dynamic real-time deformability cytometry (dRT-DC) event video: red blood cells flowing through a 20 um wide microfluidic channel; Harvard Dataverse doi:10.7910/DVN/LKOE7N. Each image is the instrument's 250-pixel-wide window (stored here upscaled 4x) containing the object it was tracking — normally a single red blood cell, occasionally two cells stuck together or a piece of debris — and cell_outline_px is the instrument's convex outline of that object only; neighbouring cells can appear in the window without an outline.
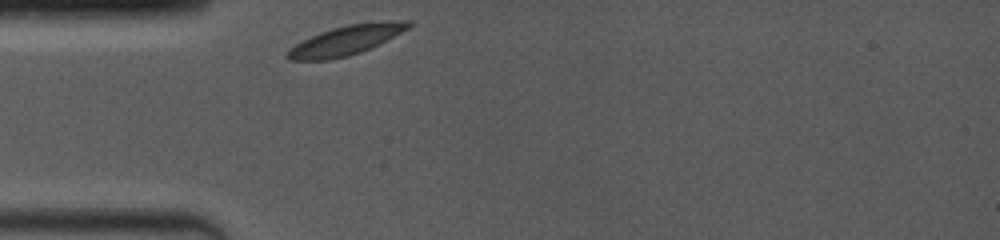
{"species": "common noctule bat (a hibernating species)", "species_latin": "Nyctalus noctula", "temperature_condition": "room temperature", "stored_images_in_passage": 14, "camera_frame_rate_fps": 4000, "um_per_image_px": 0.085, "animal": {"sex": "female", "body_mass_g": 19.0, "forearm_length_mm": 53.3}, "frame": {"image": 1, "passage_image": 1, "time_ms": 0.0, "image_size_px": [1000, 240], "cell_outline_px": [[412, 24], [408, 28], [360, 52], [348, 56], [328, 60], [288, 60], [284, 56], [284, 52], [296, 44], [320, 32], [332, 28], [348, 24], [392, 20], [412, 20]], "centroid_in_image_um": [29.35, 3.42], "position_along_channel_um": 55.6, "area_um2": 20.46}}
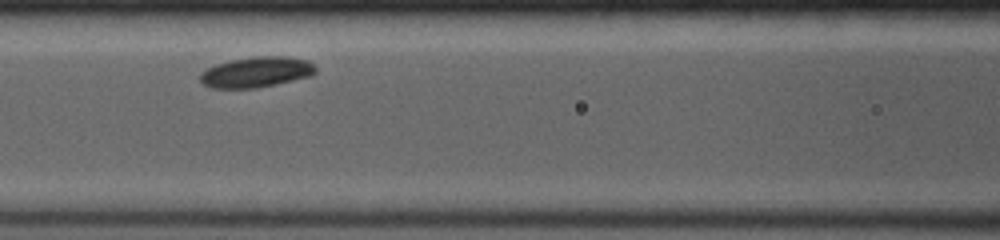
{"frame": {"image": 2, "passage_image": 8, "time_ms": 2.5, "image_size_px": [1000, 240], "cell_outline_px": [[316, 72], [312, 76], [276, 84], [256, 88], [212, 88], [204, 84], [200, 80], [200, 72], [216, 64], [232, 60], [252, 56], [284, 56], [308, 60], [316, 68]], "centroid_in_image_um": [21.8, 6.12], "position_along_channel_um": 144.8, "area_um2": 20.58}}
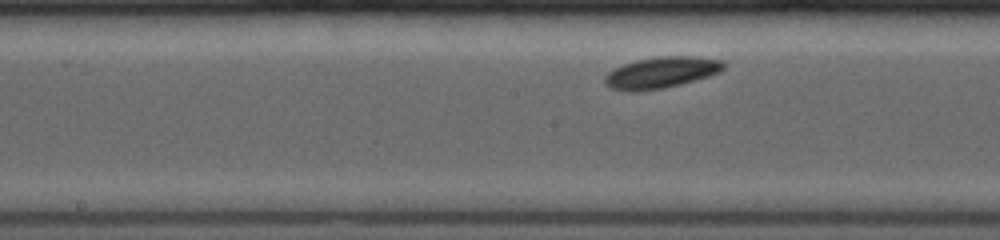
{"frame": {"image": 3, "passage_image": 12, "time_ms": 3.75, "image_size_px": [1000, 240], "cell_outline_px": [[724, 68], [720, 72], [708, 76], [680, 84], [664, 88], [632, 92], [628, 92], [612, 88], [604, 84], [604, 76], [612, 68], [636, 60], [660, 56], [692, 56], [724, 60]], "centroid_in_image_um": [56.17, 6.16], "position_along_channel_um": 192.0, "area_um2": 21.73}}